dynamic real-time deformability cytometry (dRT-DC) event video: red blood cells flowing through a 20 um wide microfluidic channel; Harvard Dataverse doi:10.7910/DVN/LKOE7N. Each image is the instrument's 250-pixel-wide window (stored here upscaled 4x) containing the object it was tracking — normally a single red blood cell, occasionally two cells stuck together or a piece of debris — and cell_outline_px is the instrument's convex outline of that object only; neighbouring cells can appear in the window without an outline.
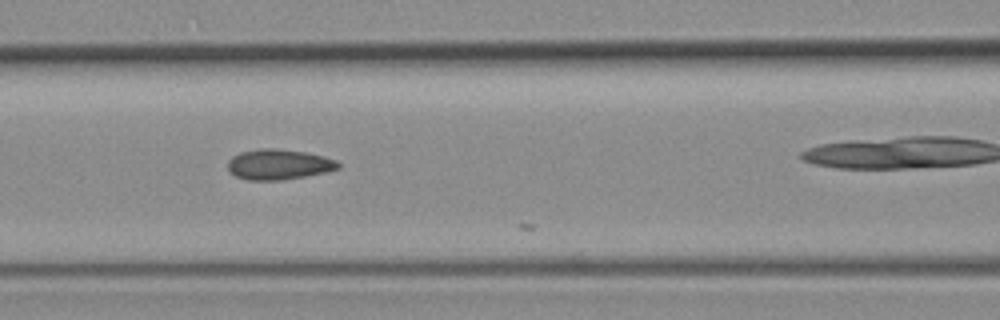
{"species": "common noctule bat (a hibernating species)", "species_latin": "Nyctalus noctula", "temperature_condition": "room temperature", "stored_images_in_passage": 5, "camera_frame_rate_fps": 3000, "um_per_image_px": 0.085, "animal": {"sex": "female", "body_mass_g": 19.3, "forearm_length_mm": 54.1}, "frame": {"image": 1, "passage_image": 3, "time_ms": 0.667, "image_size_px": [1000, 320], "cell_outline_px": [[340, 168], [328, 172], [284, 180], [248, 180], [236, 176], [228, 172], [228, 160], [232, 156], [240, 152], [260, 148], [276, 148], [304, 152], [324, 156], [336, 160], [340, 164]], "centroid_in_image_um": [23.69, 13.98], "position_along_channel_um": 142.9, "area_um2": 19.77}}